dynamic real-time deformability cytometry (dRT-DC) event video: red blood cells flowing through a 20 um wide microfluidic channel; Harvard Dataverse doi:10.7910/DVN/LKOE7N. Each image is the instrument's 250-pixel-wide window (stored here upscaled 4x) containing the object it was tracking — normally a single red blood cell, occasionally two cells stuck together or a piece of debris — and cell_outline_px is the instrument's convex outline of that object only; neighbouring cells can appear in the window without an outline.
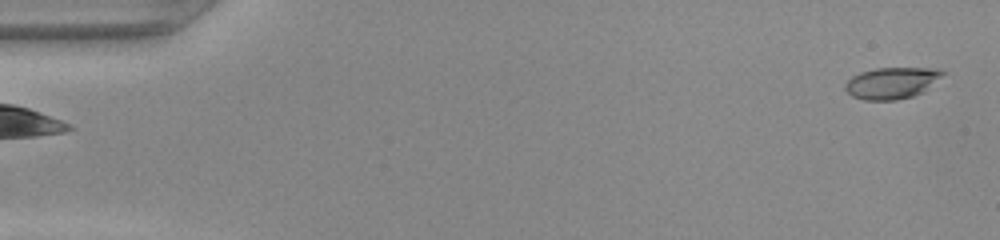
{"species": "common noctule bat (a hibernating species)", "species_latin": "Nyctalus noctula", "temperature_condition": "warm", "stored_images_in_passage": 49, "camera_frame_rate_fps": 3000, "um_per_image_px": 0.085, "animal": {"sex": "female", "body_mass_g": 22.0, "forearm_length_mm": 56.7}, "frame": {"image": 1, "passage_image": 1, "time_ms": 0.0, "image_size_px": [1000, 240], "cell_outline_px": [[948, 72], [924, 92], [912, 96], [896, 100], [864, 100], [852, 96], [844, 88], [844, 84], [852, 76], [860, 72], [876, 68], [936, 68]], "centroid_in_image_um": [75.83, 7.05], "position_along_channel_um": 9.2, "area_um2": 18.09}}
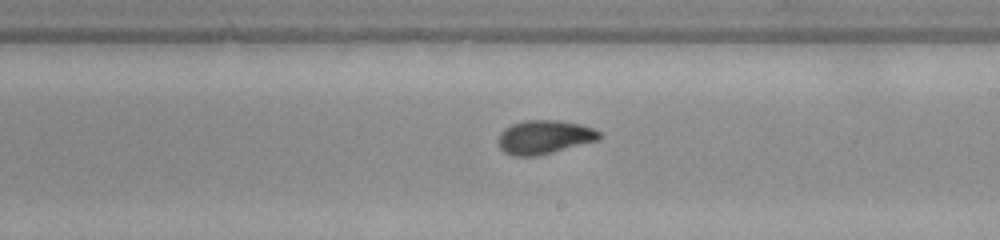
{"frame": {"image": 2, "passage_image": 28, "time_ms": 9.0, "image_size_px": [1000, 240], "cell_outline_px": [[600, 140], [536, 156], [512, 156], [504, 152], [500, 148], [496, 140], [500, 132], [504, 128], [512, 124], [524, 120], [560, 120], [580, 124], [592, 128], [600, 132]], "centroid_in_image_um": [46.23, 11.65], "position_along_channel_um": 242.8, "area_um2": 20.06}}
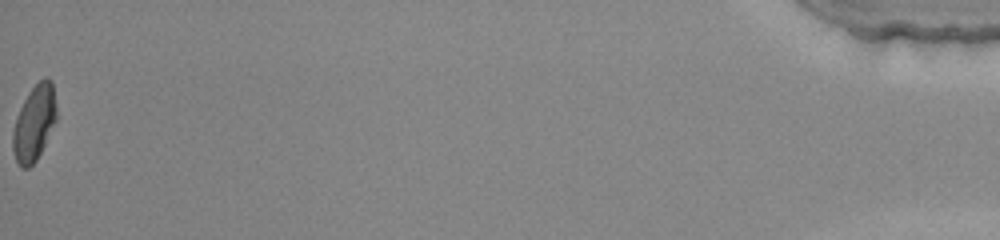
{"frame": {"image": 3, "passage_image": 49, "time_ms": 16.0, "image_size_px": [1000, 240], "cell_outline_px": [[56, 120], [36, 160], [28, 168], [20, 168], [16, 160], [12, 148], [12, 132], [20, 108], [28, 92], [44, 76], [48, 76], [52, 80], [56, 104]], "centroid_in_image_um": [2.91, 10.43], "position_along_channel_um": 432.3, "area_um2": 19.07}}